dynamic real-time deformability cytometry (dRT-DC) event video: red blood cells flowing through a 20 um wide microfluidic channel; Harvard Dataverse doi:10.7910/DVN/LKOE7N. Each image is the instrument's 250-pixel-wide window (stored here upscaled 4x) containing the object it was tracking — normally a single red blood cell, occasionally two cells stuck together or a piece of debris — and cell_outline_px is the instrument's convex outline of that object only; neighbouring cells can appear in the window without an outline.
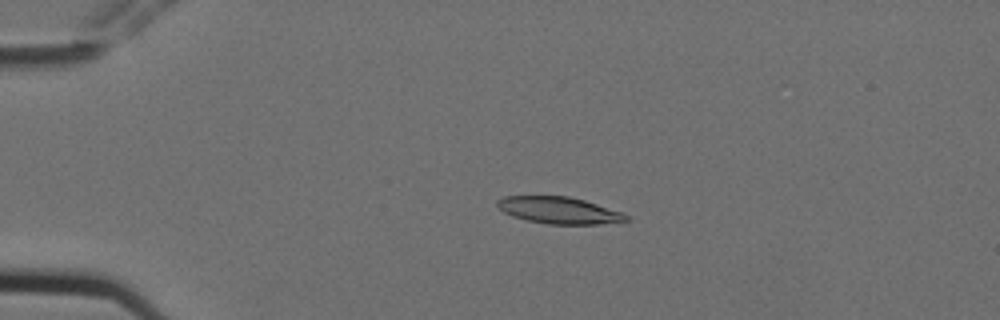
{"species": "Egyptian fruit bat (a non-hibernating species)", "species_latin": "Rousettus aegyptiacus", "temperature_condition": "cold", "stored_images_in_passage": 10, "camera_frame_rate_fps": 3000, "um_per_image_px": 0.085, "animal": {"sex": "female"}, "frame": {"image": 1, "passage_image": 4, "time_ms": 1.0, "image_size_px": [1000, 320], "cell_outline_px": [[628, 220], [600, 224], [548, 224], [528, 220], [512, 216], [504, 212], [496, 204], [496, 200], [504, 196], [568, 196], [584, 200], [620, 212], [628, 216]], "centroid_in_image_um": [47.47, 17.87], "position_along_channel_um": 37.5, "area_um2": 19.83}}
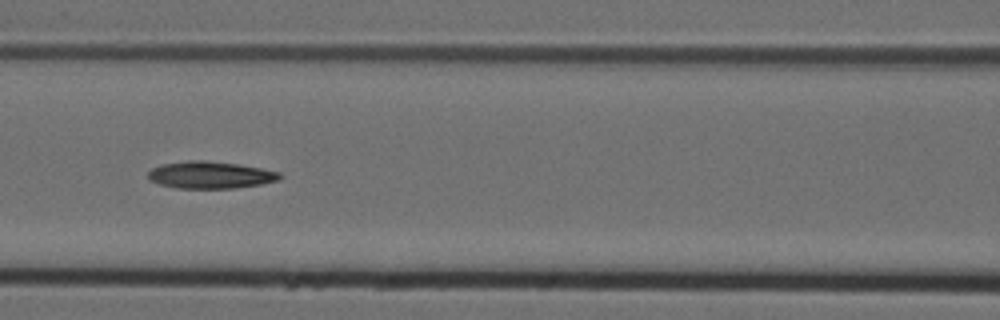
{"frame": {"image": 2, "passage_image": 7, "time_ms": 2.0, "image_size_px": [1000, 320], "cell_outline_px": [[284, 176], [280, 180], [260, 184], [236, 188], [176, 188], [160, 184], [148, 180], [148, 172], [152, 168], [160, 164], [188, 160], [204, 160], [236, 164], [260, 168], [280, 172]], "centroid_in_image_um": [17.87, 14.87], "position_along_channel_um": 148.7, "area_um2": 20.87}}
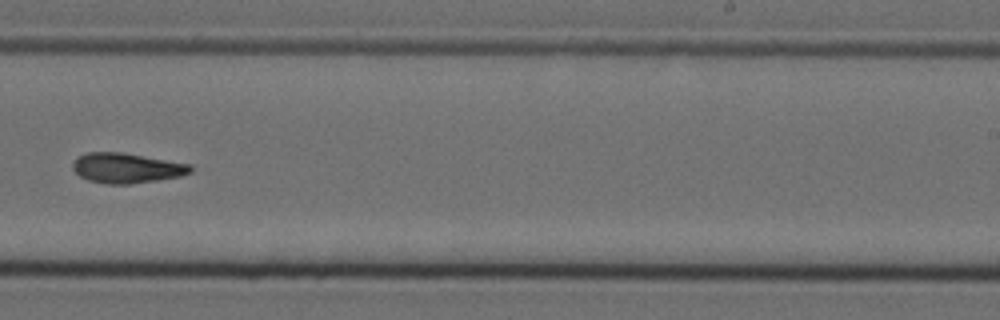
{"frame": {"image": 3, "passage_image": 10, "time_ms": 3.0, "image_size_px": [1000, 320], "cell_outline_px": [[192, 172], [180, 176], [156, 180], [128, 184], [108, 184], [88, 180], [80, 176], [72, 168], [72, 164], [80, 156], [88, 152], [124, 152], [192, 164]], "centroid_in_image_um": [10.79, 14.27], "position_along_channel_um": 278.2, "area_um2": 20.58}}